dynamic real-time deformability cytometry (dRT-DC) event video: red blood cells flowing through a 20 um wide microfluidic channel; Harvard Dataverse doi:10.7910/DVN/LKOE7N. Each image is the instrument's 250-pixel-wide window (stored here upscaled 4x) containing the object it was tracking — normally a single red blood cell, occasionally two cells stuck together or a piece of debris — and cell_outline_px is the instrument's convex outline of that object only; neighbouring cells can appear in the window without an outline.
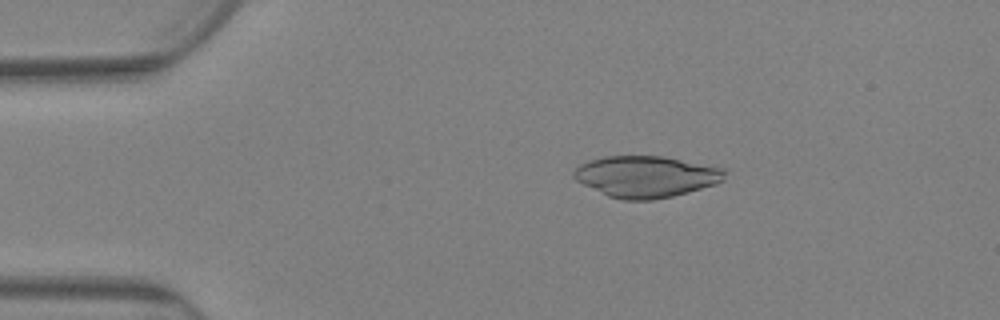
{"species": "Egyptian fruit bat (a non-hibernating species)", "species_latin": "Rousettus aegyptiacus", "temperature_condition": "warm", "stored_images_in_passage": 81, "camera_frame_rate_fps": 3000, "um_per_image_px": 0.085, "animal": {"sex": "female"}, "frame": {"image": 1, "passage_image": 15, "time_ms": 4.667, "image_size_px": [1000, 320], "cell_outline_px": [[728, 172], [724, 180], [716, 184], [672, 196], [652, 200], [624, 200], [608, 196], [576, 180], [572, 176], [572, 172], [580, 164], [588, 160], [604, 156], [664, 156], [728, 168]], "centroid_in_image_um": [54.96, 14.99], "position_along_channel_um": 30.0, "area_um2": 36.7}}